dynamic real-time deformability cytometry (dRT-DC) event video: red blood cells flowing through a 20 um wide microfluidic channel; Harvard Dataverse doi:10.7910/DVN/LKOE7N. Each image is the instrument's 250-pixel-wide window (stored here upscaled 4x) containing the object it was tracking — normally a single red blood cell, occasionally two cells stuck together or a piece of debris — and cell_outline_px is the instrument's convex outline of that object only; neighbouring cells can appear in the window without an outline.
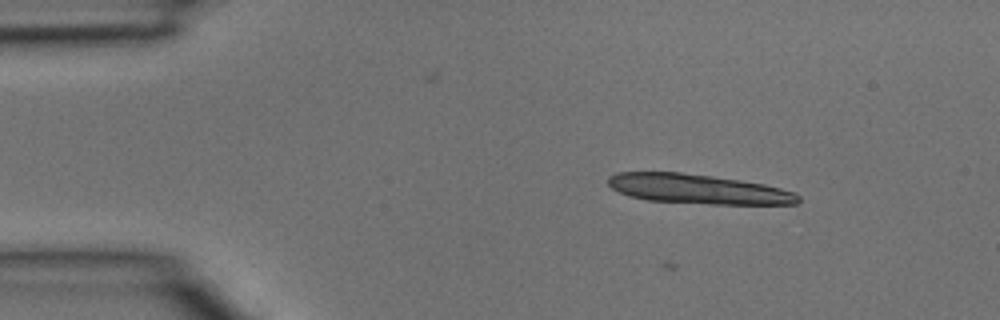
{"species": "common noctule bat (a hibernating species)", "species_latin": "Nyctalus noctula", "temperature_condition": "room temperature", "stored_images_in_passage": 23, "segment_of_instrument_passage": [1, 2], "camera_frame_rate_fps": 3000, "um_per_image_px": 0.085, "animal": {"sex": "male", "body_mass_g": 15.6}, "frame": {"image": 1, "passage_image": 1, "time_ms": 0.0, "image_size_px": [1000, 320], "cell_outline_px": [[800, 200], [796, 204], [708, 204], [648, 200], [628, 196], [612, 188], [608, 184], [608, 176], [616, 172], [680, 172], [712, 176], [740, 180], [764, 184], [796, 192], [800, 196]], "centroid_in_image_um": [59.33, 16.07], "position_along_channel_um": 25.7, "area_um2": 32.83}}